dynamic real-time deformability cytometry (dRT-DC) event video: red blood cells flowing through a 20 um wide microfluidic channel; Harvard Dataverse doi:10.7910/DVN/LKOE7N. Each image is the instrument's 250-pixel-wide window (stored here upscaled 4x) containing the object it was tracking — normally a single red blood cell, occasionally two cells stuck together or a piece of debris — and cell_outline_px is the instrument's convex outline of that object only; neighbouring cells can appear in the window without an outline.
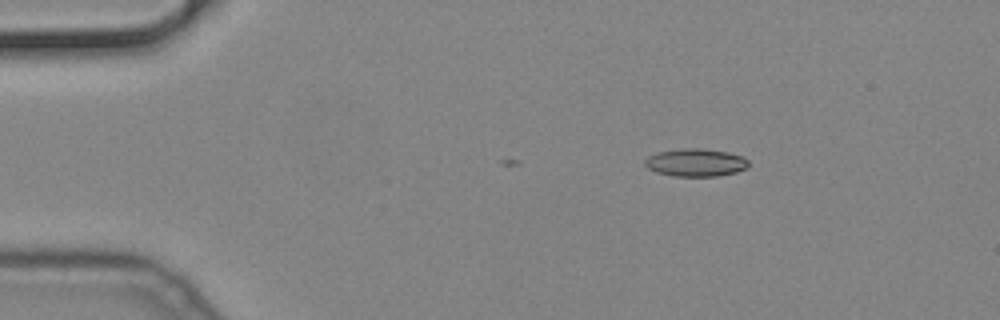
{"species": "common noctule bat (a hibernating species)", "species_latin": "Nyctalus noctula", "temperature_condition": "cold", "stored_images_in_passage": 4, "camera_frame_rate_fps": 3000, "um_per_image_px": 0.085, "animal": {"sex": "male", "body_mass_g": 19.2, "forearm_length_mm": 51.8}, "frame": {"image": 1, "passage_image": 1, "time_ms": 0.0, "image_size_px": [1000, 320], "cell_outline_px": [[748, 168], [736, 172], [716, 176], [672, 176], [656, 172], [648, 168], [644, 164], [644, 160], [648, 156], [656, 152], [680, 148], [700, 148], [728, 152], [744, 156], [748, 160]], "centroid_in_image_um": [59.12, 13.81], "position_along_channel_um": 25.9, "area_um2": 16.99}}